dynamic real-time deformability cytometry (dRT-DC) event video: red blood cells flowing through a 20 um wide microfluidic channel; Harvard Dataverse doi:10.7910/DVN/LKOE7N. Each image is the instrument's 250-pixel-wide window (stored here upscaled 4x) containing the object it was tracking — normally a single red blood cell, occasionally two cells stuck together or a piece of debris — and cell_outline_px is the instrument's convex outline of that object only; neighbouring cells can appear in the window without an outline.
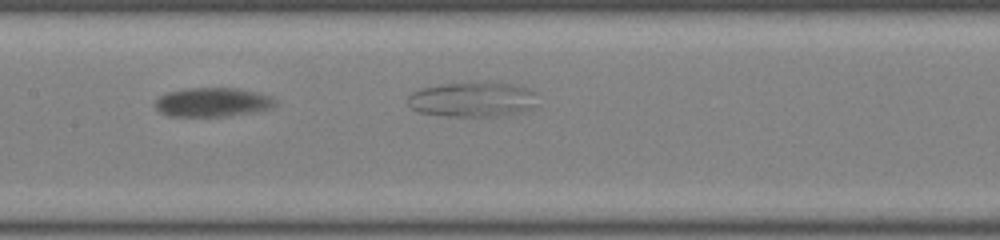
{"species": "common noctule bat (a hibernating species)", "species_latin": "Nyctalus noctula", "temperature_condition": "room temperature", "stored_images_in_passage": 28, "camera_frame_rate_fps": 3000, "um_per_image_px": 0.085, "animal": {"sex": "male", "body_mass_g": 19.0, "forearm_length_mm": 50.8}, "frame": {"image": 1, "passage_image": 13, "time_ms": 4.0, "image_size_px": [1000, 240], "cell_outline_px": [[276, 104], [268, 108], [248, 112], [224, 116], [168, 116], [160, 112], [156, 108], [156, 100], [160, 96], [168, 92], [184, 88], [240, 88], [272, 96], [276, 100]], "centroid_in_image_um": [18.04, 8.67], "position_along_channel_um": 189.4, "area_um2": 20.11}}
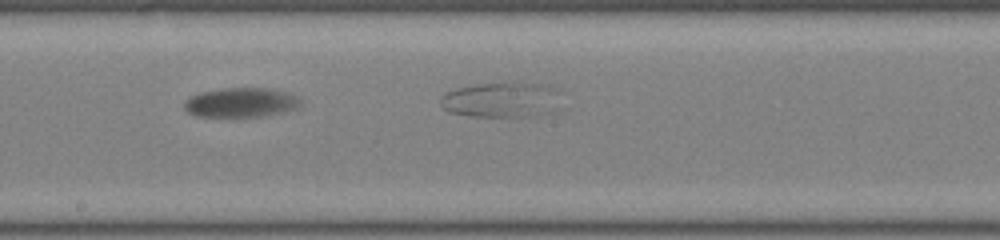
{"frame": {"image": 2, "passage_image": 16, "time_ms": 5.0, "image_size_px": [1000, 240], "cell_outline_px": [[304, 104], [296, 108], [280, 112], [260, 116], [196, 116], [188, 112], [184, 108], [184, 104], [192, 96], [200, 92], [224, 88], [272, 88], [288, 92], [300, 96]], "centroid_in_image_um": [20.56, 8.69], "position_along_channel_um": 227.6, "area_um2": 19.94}}
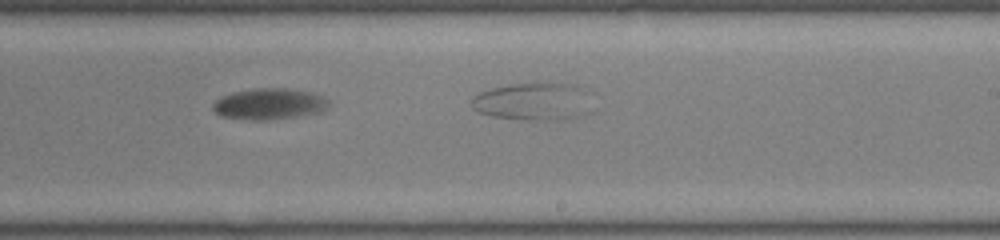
{"frame": {"image": 3, "passage_image": 19, "time_ms": 6.0, "image_size_px": [1000, 240], "cell_outline_px": [[332, 104], [328, 108], [320, 112], [268, 120], [252, 120], [220, 116], [212, 108], [212, 104], [220, 96], [232, 92], [256, 88], [284, 88], [312, 92], [324, 96]], "centroid_in_image_um": [22.9, 8.82], "position_along_channel_um": 266.1, "area_um2": 21.15}}